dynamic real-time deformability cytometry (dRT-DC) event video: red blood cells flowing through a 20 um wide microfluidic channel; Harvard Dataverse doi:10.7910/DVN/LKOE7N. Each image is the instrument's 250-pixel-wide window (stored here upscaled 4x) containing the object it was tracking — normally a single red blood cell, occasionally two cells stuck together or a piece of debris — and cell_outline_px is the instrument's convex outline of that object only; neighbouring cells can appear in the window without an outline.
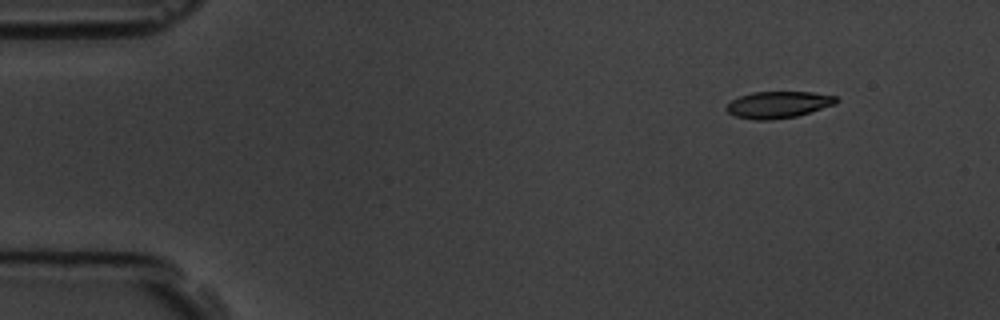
{"species": "common noctule bat (a hibernating species)", "species_latin": "Nyctalus noctula", "temperature_condition": "room temperature", "stored_images_in_passage": 5, "camera_frame_rate_fps": 3000, "um_per_image_px": 0.085, "animal": {"sex": "male", "body_mass_g": 19.5, "forearm_length_mm": 54.6}, "frame": {"image": 1, "passage_image": 2, "time_ms": 1.0, "image_size_px": [1000, 320], "cell_outline_px": [[840, 100], [836, 104], [796, 116], [772, 120], [756, 120], [736, 116], [728, 112], [724, 108], [732, 100], [740, 96], [752, 92], [812, 92], [836, 96]], "centroid_in_image_um": [66.16, 8.89], "position_along_channel_um": 18.8, "area_um2": 17.05}}
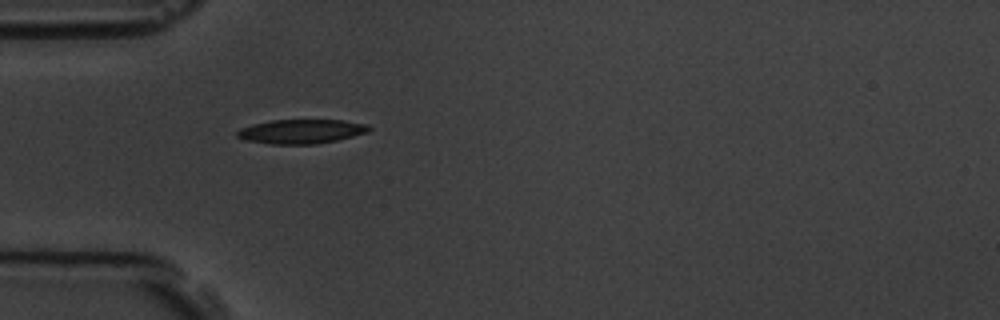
{"frame": {"image": 2, "passage_image": 5, "time_ms": 4.667, "image_size_px": [1000, 320], "cell_outline_px": [[372, 128], [368, 132], [336, 140], [316, 144], [272, 144], [244, 140], [236, 136], [236, 132], [240, 128], [252, 124], [272, 120], [344, 120], [368, 124]], "centroid_in_image_um": [25.6, 11.17], "position_along_channel_um": 59.4, "area_um2": 18.67}}